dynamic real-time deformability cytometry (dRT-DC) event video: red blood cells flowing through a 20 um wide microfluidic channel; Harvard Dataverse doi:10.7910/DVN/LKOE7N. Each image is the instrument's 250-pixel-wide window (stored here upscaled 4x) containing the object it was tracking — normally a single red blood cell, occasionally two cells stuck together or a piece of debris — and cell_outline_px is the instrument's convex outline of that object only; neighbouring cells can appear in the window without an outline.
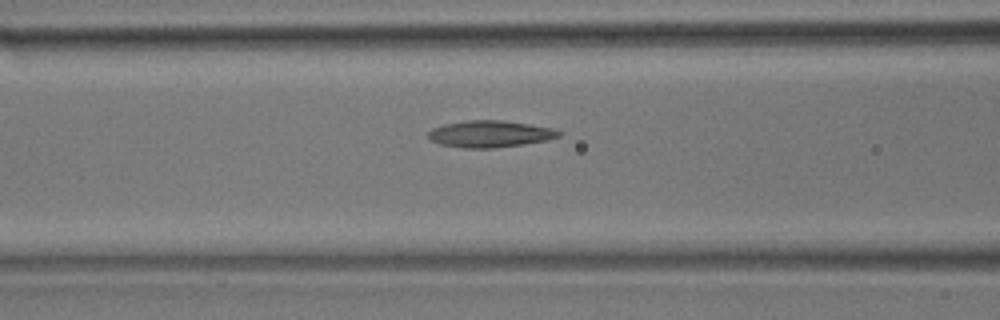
{"species": "common noctule bat (a hibernating species)", "species_latin": "Nyctalus noctula", "temperature_condition": "room temperature", "stored_images_in_passage": 29, "camera_frame_rate_fps": 3000, "um_per_image_px": 0.085, "animal": {"sex": "male", "body_mass_g": 17.9}, "frame": {"image": 1, "passage_image": 13, "time_ms": 4.0, "image_size_px": [1000, 320], "cell_outline_px": [[560, 136], [548, 140], [524, 144], [496, 148], [464, 148], [440, 144], [432, 140], [428, 136], [428, 132], [432, 128], [444, 124], [468, 120], [500, 120], [528, 124], [552, 128], [560, 132]], "centroid_in_image_um": [41.64, 11.39], "position_along_channel_um": 125.0, "area_um2": 20.23}}
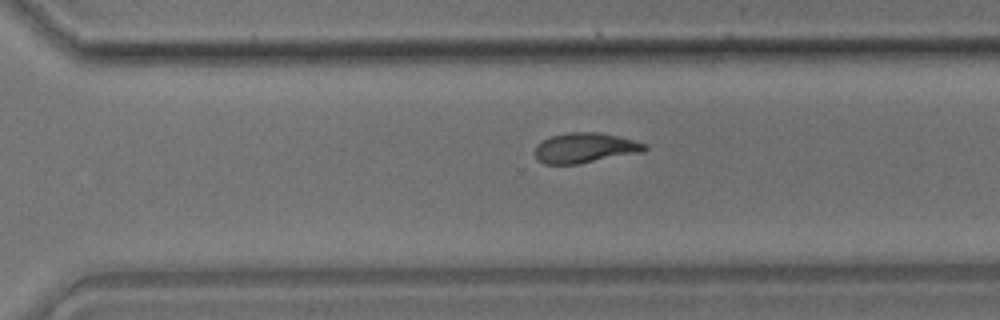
{"frame": {"image": 2, "passage_image": 25, "time_ms": 8.0, "image_size_px": [1000, 320], "cell_outline_px": [[648, 148], [644, 152], [580, 164], [544, 164], [536, 160], [536, 144], [540, 140], [552, 136], [572, 132], [600, 132], [648, 144]], "centroid_in_image_um": [49.73, 12.58], "position_along_channel_um": 320.9, "area_um2": 19.42}}